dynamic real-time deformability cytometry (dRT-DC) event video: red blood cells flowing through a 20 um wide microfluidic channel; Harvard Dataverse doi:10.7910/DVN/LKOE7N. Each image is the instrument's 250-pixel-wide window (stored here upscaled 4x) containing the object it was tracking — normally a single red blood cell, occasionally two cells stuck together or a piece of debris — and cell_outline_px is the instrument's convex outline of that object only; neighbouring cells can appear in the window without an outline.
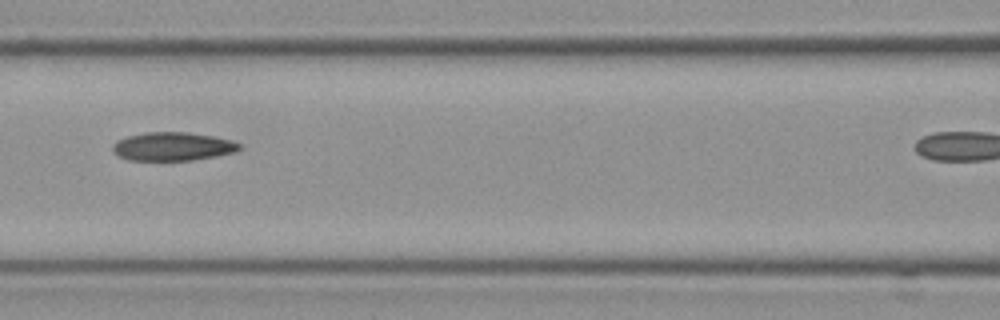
{"species": "Egyptian fruit bat (a non-hibernating species)", "species_latin": "Rousettus aegyptiacus", "temperature_condition": "cold", "stored_images_in_passage": 5, "camera_frame_rate_fps": 3000, "um_per_image_px": 0.085, "frame": {"image": 1, "passage_image": 4, "time_ms": 1.0, "image_size_px": [1000, 320], "cell_outline_px": [[240, 148], [236, 152], [216, 156], [192, 160], [128, 160], [116, 156], [112, 152], [112, 144], [116, 140], [128, 136], [148, 132], [188, 132], [216, 136], [232, 140], [240, 144]], "centroid_in_image_um": [14.66, 12.45], "position_along_channel_um": 151.9, "area_um2": 21.27}}